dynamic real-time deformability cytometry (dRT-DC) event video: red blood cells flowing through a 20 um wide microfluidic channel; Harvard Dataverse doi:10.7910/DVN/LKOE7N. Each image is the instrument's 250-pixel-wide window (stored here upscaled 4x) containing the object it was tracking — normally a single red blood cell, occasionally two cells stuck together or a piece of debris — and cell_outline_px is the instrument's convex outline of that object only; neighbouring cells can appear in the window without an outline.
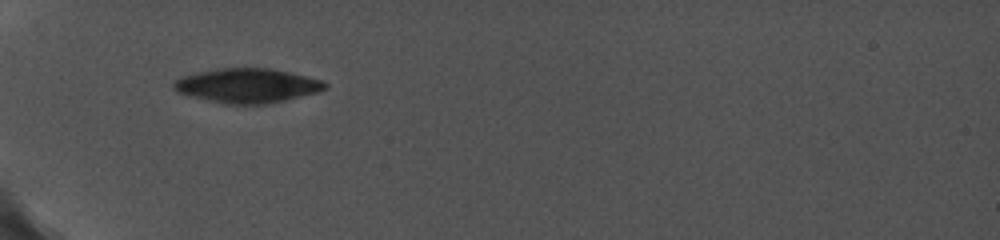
{"species": "common noctule bat (a hibernating species)", "species_latin": "Nyctalus noctula", "temperature_condition": "cold", "stored_images_in_passage": 3, "camera_frame_rate_fps": 5000, "um_per_image_px": 0.085, "animal": {"sex": "female", "body_mass_g": 19.0, "forearm_length_mm": 56.7}, "frame": {"image": 1, "passage_image": 1, "time_ms": 0.0, "image_size_px": [1000, 240], "cell_outline_px": [[328, 88], [316, 92], [284, 100], [264, 104], [224, 104], [188, 96], [176, 92], [172, 88], [172, 80], [196, 72], [216, 68], [268, 68], [288, 72], [320, 80], [328, 84]], "centroid_in_image_um": [20.92, 7.28], "position_along_channel_um": 64.1, "area_um2": 30.29}}